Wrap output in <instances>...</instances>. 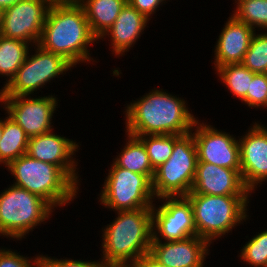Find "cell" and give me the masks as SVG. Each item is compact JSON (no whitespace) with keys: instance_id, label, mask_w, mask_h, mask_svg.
I'll return each instance as SVG.
<instances>
[{"instance_id":"obj_1","label":"cell","mask_w":267,"mask_h":267,"mask_svg":"<svg viewBox=\"0 0 267 267\" xmlns=\"http://www.w3.org/2000/svg\"><path fill=\"white\" fill-rule=\"evenodd\" d=\"M96 40L85 11L76 0H55L48 10L38 45L74 66L90 61L87 45Z\"/></svg>"},{"instance_id":"obj_2","label":"cell","mask_w":267,"mask_h":267,"mask_svg":"<svg viewBox=\"0 0 267 267\" xmlns=\"http://www.w3.org/2000/svg\"><path fill=\"white\" fill-rule=\"evenodd\" d=\"M125 112L126 132L132 136L185 135L193 131L197 121L184 99L157 89L130 103Z\"/></svg>"},{"instance_id":"obj_3","label":"cell","mask_w":267,"mask_h":267,"mask_svg":"<svg viewBox=\"0 0 267 267\" xmlns=\"http://www.w3.org/2000/svg\"><path fill=\"white\" fill-rule=\"evenodd\" d=\"M117 213L118 217L103 230L102 262L106 267H129L142 255L149 253L152 241V208Z\"/></svg>"},{"instance_id":"obj_4","label":"cell","mask_w":267,"mask_h":267,"mask_svg":"<svg viewBox=\"0 0 267 267\" xmlns=\"http://www.w3.org/2000/svg\"><path fill=\"white\" fill-rule=\"evenodd\" d=\"M6 167L15 177L16 182L13 185L38 195L52 207L70 203L79 189L61 168L27 154L13 160Z\"/></svg>"},{"instance_id":"obj_5","label":"cell","mask_w":267,"mask_h":267,"mask_svg":"<svg viewBox=\"0 0 267 267\" xmlns=\"http://www.w3.org/2000/svg\"><path fill=\"white\" fill-rule=\"evenodd\" d=\"M197 236L209 243L231 231L247 215L248 195L188 194Z\"/></svg>"},{"instance_id":"obj_6","label":"cell","mask_w":267,"mask_h":267,"mask_svg":"<svg viewBox=\"0 0 267 267\" xmlns=\"http://www.w3.org/2000/svg\"><path fill=\"white\" fill-rule=\"evenodd\" d=\"M197 149L192 132L174 135L170 158L155 170L152 189L155 197H180L191 192L197 168Z\"/></svg>"},{"instance_id":"obj_7","label":"cell","mask_w":267,"mask_h":267,"mask_svg":"<svg viewBox=\"0 0 267 267\" xmlns=\"http://www.w3.org/2000/svg\"><path fill=\"white\" fill-rule=\"evenodd\" d=\"M52 209L38 195L12 185L0 194V234L22 238L33 227L47 220Z\"/></svg>"},{"instance_id":"obj_8","label":"cell","mask_w":267,"mask_h":267,"mask_svg":"<svg viewBox=\"0 0 267 267\" xmlns=\"http://www.w3.org/2000/svg\"><path fill=\"white\" fill-rule=\"evenodd\" d=\"M101 191L100 202L115 211L153 208L155 195L152 181L143 174L131 172L114 163Z\"/></svg>"},{"instance_id":"obj_9","label":"cell","mask_w":267,"mask_h":267,"mask_svg":"<svg viewBox=\"0 0 267 267\" xmlns=\"http://www.w3.org/2000/svg\"><path fill=\"white\" fill-rule=\"evenodd\" d=\"M15 77L2 90L0 96H29L45 83L73 67L62 56L43 50L37 45L36 54L28 56Z\"/></svg>"},{"instance_id":"obj_10","label":"cell","mask_w":267,"mask_h":267,"mask_svg":"<svg viewBox=\"0 0 267 267\" xmlns=\"http://www.w3.org/2000/svg\"><path fill=\"white\" fill-rule=\"evenodd\" d=\"M54 1L19 0L2 10L0 34L29 43L34 42L37 46L48 10Z\"/></svg>"},{"instance_id":"obj_11","label":"cell","mask_w":267,"mask_h":267,"mask_svg":"<svg viewBox=\"0 0 267 267\" xmlns=\"http://www.w3.org/2000/svg\"><path fill=\"white\" fill-rule=\"evenodd\" d=\"M27 96H0V102L9 117L33 137L52 131L51 118L56 108V97L26 98Z\"/></svg>"},{"instance_id":"obj_12","label":"cell","mask_w":267,"mask_h":267,"mask_svg":"<svg viewBox=\"0 0 267 267\" xmlns=\"http://www.w3.org/2000/svg\"><path fill=\"white\" fill-rule=\"evenodd\" d=\"M162 200L166 201L159 208H152V235L160 233L166 241L196 236L193 208L189 199L186 196H176L162 197Z\"/></svg>"},{"instance_id":"obj_13","label":"cell","mask_w":267,"mask_h":267,"mask_svg":"<svg viewBox=\"0 0 267 267\" xmlns=\"http://www.w3.org/2000/svg\"><path fill=\"white\" fill-rule=\"evenodd\" d=\"M198 124V125H197ZM197 126V127H196ZM193 133L198 162L211 163L229 169H240L239 142L228 133L211 125L195 122Z\"/></svg>"},{"instance_id":"obj_14","label":"cell","mask_w":267,"mask_h":267,"mask_svg":"<svg viewBox=\"0 0 267 267\" xmlns=\"http://www.w3.org/2000/svg\"><path fill=\"white\" fill-rule=\"evenodd\" d=\"M159 235H152L149 254L166 267H203L210 243L190 236L183 240L161 242Z\"/></svg>"},{"instance_id":"obj_15","label":"cell","mask_w":267,"mask_h":267,"mask_svg":"<svg viewBox=\"0 0 267 267\" xmlns=\"http://www.w3.org/2000/svg\"><path fill=\"white\" fill-rule=\"evenodd\" d=\"M247 135L239 139L240 173L252 192L258 183L267 180V128L255 123Z\"/></svg>"},{"instance_id":"obj_16","label":"cell","mask_w":267,"mask_h":267,"mask_svg":"<svg viewBox=\"0 0 267 267\" xmlns=\"http://www.w3.org/2000/svg\"><path fill=\"white\" fill-rule=\"evenodd\" d=\"M240 169H229L211 163L197 162L196 175L189 194L251 195Z\"/></svg>"},{"instance_id":"obj_17","label":"cell","mask_w":267,"mask_h":267,"mask_svg":"<svg viewBox=\"0 0 267 267\" xmlns=\"http://www.w3.org/2000/svg\"><path fill=\"white\" fill-rule=\"evenodd\" d=\"M79 145L49 131L30 137L27 155L39 161L54 164L61 168L77 185L79 181L76 172L75 160L71 159Z\"/></svg>"},{"instance_id":"obj_18","label":"cell","mask_w":267,"mask_h":267,"mask_svg":"<svg viewBox=\"0 0 267 267\" xmlns=\"http://www.w3.org/2000/svg\"><path fill=\"white\" fill-rule=\"evenodd\" d=\"M226 22L215 49V67L241 63L254 35V29L233 15Z\"/></svg>"},{"instance_id":"obj_19","label":"cell","mask_w":267,"mask_h":267,"mask_svg":"<svg viewBox=\"0 0 267 267\" xmlns=\"http://www.w3.org/2000/svg\"><path fill=\"white\" fill-rule=\"evenodd\" d=\"M148 21L149 19L127 2L121 9L113 25L101 38L106 34L111 35V45H113L112 51L116 56L123 55V53L128 51L132 44L139 38Z\"/></svg>"},{"instance_id":"obj_20","label":"cell","mask_w":267,"mask_h":267,"mask_svg":"<svg viewBox=\"0 0 267 267\" xmlns=\"http://www.w3.org/2000/svg\"><path fill=\"white\" fill-rule=\"evenodd\" d=\"M84 9L91 32L101 39L113 25L127 0H76Z\"/></svg>"},{"instance_id":"obj_21","label":"cell","mask_w":267,"mask_h":267,"mask_svg":"<svg viewBox=\"0 0 267 267\" xmlns=\"http://www.w3.org/2000/svg\"><path fill=\"white\" fill-rule=\"evenodd\" d=\"M29 137L26 132L9 116L3 120L0 141V164L8 165L27 153Z\"/></svg>"},{"instance_id":"obj_22","label":"cell","mask_w":267,"mask_h":267,"mask_svg":"<svg viewBox=\"0 0 267 267\" xmlns=\"http://www.w3.org/2000/svg\"><path fill=\"white\" fill-rule=\"evenodd\" d=\"M128 135L127 145L115 159L114 164L131 172L146 175L151 181L155 171L151 166L144 144L135 136Z\"/></svg>"},{"instance_id":"obj_23","label":"cell","mask_w":267,"mask_h":267,"mask_svg":"<svg viewBox=\"0 0 267 267\" xmlns=\"http://www.w3.org/2000/svg\"><path fill=\"white\" fill-rule=\"evenodd\" d=\"M28 42L4 37L0 34V74L9 77L4 87L15 77L17 70L25 62Z\"/></svg>"},{"instance_id":"obj_24","label":"cell","mask_w":267,"mask_h":267,"mask_svg":"<svg viewBox=\"0 0 267 267\" xmlns=\"http://www.w3.org/2000/svg\"><path fill=\"white\" fill-rule=\"evenodd\" d=\"M217 72L229 90L246 104V95L255 72L247 69L242 63L218 67Z\"/></svg>"},{"instance_id":"obj_25","label":"cell","mask_w":267,"mask_h":267,"mask_svg":"<svg viewBox=\"0 0 267 267\" xmlns=\"http://www.w3.org/2000/svg\"><path fill=\"white\" fill-rule=\"evenodd\" d=\"M135 137L144 144L154 171L165 163L172 155L174 135L159 134L147 135V137L146 135Z\"/></svg>"},{"instance_id":"obj_26","label":"cell","mask_w":267,"mask_h":267,"mask_svg":"<svg viewBox=\"0 0 267 267\" xmlns=\"http://www.w3.org/2000/svg\"><path fill=\"white\" fill-rule=\"evenodd\" d=\"M237 4L233 14L237 20L253 29H267V0H240Z\"/></svg>"},{"instance_id":"obj_27","label":"cell","mask_w":267,"mask_h":267,"mask_svg":"<svg viewBox=\"0 0 267 267\" xmlns=\"http://www.w3.org/2000/svg\"><path fill=\"white\" fill-rule=\"evenodd\" d=\"M241 63L252 72L267 73V33H254Z\"/></svg>"},{"instance_id":"obj_28","label":"cell","mask_w":267,"mask_h":267,"mask_svg":"<svg viewBox=\"0 0 267 267\" xmlns=\"http://www.w3.org/2000/svg\"><path fill=\"white\" fill-rule=\"evenodd\" d=\"M240 257L253 267H267V230L248 241Z\"/></svg>"},{"instance_id":"obj_29","label":"cell","mask_w":267,"mask_h":267,"mask_svg":"<svg viewBox=\"0 0 267 267\" xmlns=\"http://www.w3.org/2000/svg\"><path fill=\"white\" fill-rule=\"evenodd\" d=\"M249 107H267V73H255L246 95Z\"/></svg>"},{"instance_id":"obj_30","label":"cell","mask_w":267,"mask_h":267,"mask_svg":"<svg viewBox=\"0 0 267 267\" xmlns=\"http://www.w3.org/2000/svg\"><path fill=\"white\" fill-rule=\"evenodd\" d=\"M41 256L35 257L30 263V259L19 255L11 250L0 249V267H41Z\"/></svg>"},{"instance_id":"obj_31","label":"cell","mask_w":267,"mask_h":267,"mask_svg":"<svg viewBox=\"0 0 267 267\" xmlns=\"http://www.w3.org/2000/svg\"><path fill=\"white\" fill-rule=\"evenodd\" d=\"M41 267H106L103 262H89V261H79V260H58L51 259L50 257L41 256L40 260Z\"/></svg>"},{"instance_id":"obj_32","label":"cell","mask_w":267,"mask_h":267,"mask_svg":"<svg viewBox=\"0 0 267 267\" xmlns=\"http://www.w3.org/2000/svg\"><path fill=\"white\" fill-rule=\"evenodd\" d=\"M166 0H127V2L136 8L141 14H143L147 19L155 10L159 7L160 3Z\"/></svg>"},{"instance_id":"obj_33","label":"cell","mask_w":267,"mask_h":267,"mask_svg":"<svg viewBox=\"0 0 267 267\" xmlns=\"http://www.w3.org/2000/svg\"><path fill=\"white\" fill-rule=\"evenodd\" d=\"M129 267H166L158 262L149 253L142 255L138 260L134 261Z\"/></svg>"},{"instance_id":"obj_34","label":"cell","mask_w":267,"mask_h":267,"mask_svg":"<svg viewBox=\"0 0 267 267\" xmlns=\"http://www.w3.org/2000/svg\"><path fill=\"white\" fill-rule=\"evenodd\" d=\"M18 1L19 0H0V10L2 11L4 9H6Z\"/></svg>"},{"instance_id":"obj_35","label":"cell","mask_w":267,"mask_h":267,"mask_svg":"<svg viewBox=\"0 0 267 267\" xmlns=\"http://www.w3.org/2000/svg\"><path fill=\"white\" fill-rule=\"evenodd\" d=\"M2 130H3V120H0V141L2 137Z\"/></svg>"},{"instance_id":"obj_36","label":"cell","mask_w":267,"mask_h":267,"mask_svg":"<svg viewBox=\"0 0 267 267\" xmlns=\"http://www.w3.org/2000/svg\"><path fill=\"white\" fill-rule=\"evenodd\" d=\"M1 13L2 11L0 10V28H1Z\"/></svg>"}]
</instances>
